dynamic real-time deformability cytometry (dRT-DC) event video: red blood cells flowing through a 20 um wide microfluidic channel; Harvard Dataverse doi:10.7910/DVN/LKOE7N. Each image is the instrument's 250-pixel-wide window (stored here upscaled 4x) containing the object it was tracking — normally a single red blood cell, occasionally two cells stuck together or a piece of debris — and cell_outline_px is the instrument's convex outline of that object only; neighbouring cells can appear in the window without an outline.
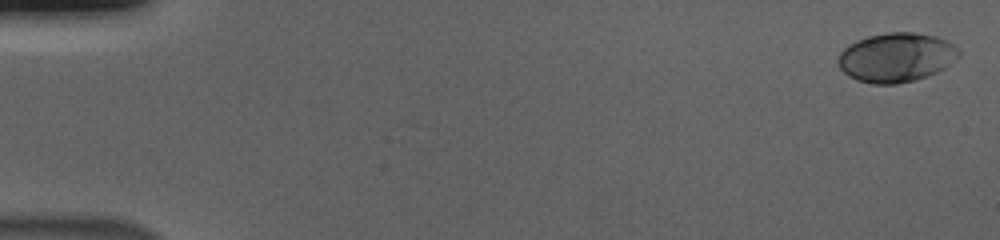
{"species": "human", "species_latin": "Homo sapiens", "temperature_condition": "cold", "stored_images_in_passage": 56, "camera_frame_rate_fps": 3000, "um_per_image_px": 0.085, "donor": {"sex": "male"}, "frame": {"image": 1, "passage_image": 1, "time_ms": 0.0, "image_size_px": [1000, 240], "cell_outline_px": [[960, 56], [956, 60], [944, 68], [928, 76], [916, 80], [896, 84], [872, 84], [856, 80], [848, 76], [840, 68], [836, 60], [840, 52], [848, 44], [856, 40], [868, 36], [888, 32], [916, 32], [936, 36], [948, 40], [960, 48]], "centroid_in_image_um": [76.2, 4.87], "position_along_channel_um": 8.8, "area_um2": 35.2}}
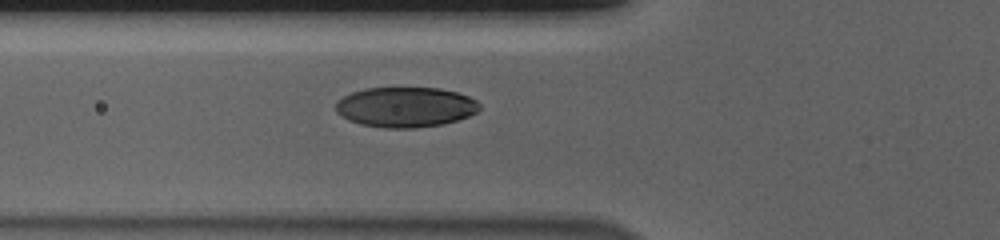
{"frame": {"image": 2, "passage_image": 21, "time_ms": 6.667, "image_size_px": [1000, 240], "cell_outline_px": [[480, 108], [476, 112], [468, 116], [456, 120], [440, 124], [412, 128], [388, 128], [360, 124], [348, 120], [336, 112], [336, 104], [344, 96], [352, 92], [364, 88], [440, 88], [456, 92], [468, 96], [476, 100], [480, 104]], "centroid_in_image_um": [34.46, 9.09], "position_along_channel_um": 91.3, "area_um2": 33.41}}
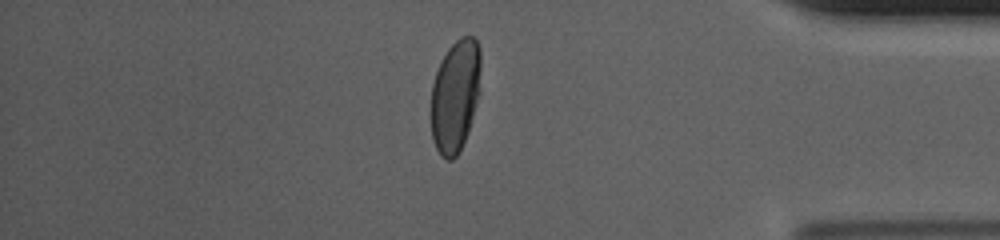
{"frame": {"image": 3, "passage_image": 48, "time_ms": 15.667, "image_size_px": [1000, 240], "cell_outline_px": [[480, 92], [468, 132], [456, 156], [452, 160], [448, 160], [440, 156], [432, 140], [428, 112], [432, 84], [440, 60], [448, 48], [460, 36], [472, 36], [476, 40], [480, 48]], "centroid_in_image_um": [38.65, 8.15], "position_along_channel_um": 396.5, "area_um2": 33.47}, "authors_computed_cell_mechanics": {"area_um2": 33.813, "velocity_mm_per_s": 3.6786, "shape_relaxation_time_tau1_ms": 3.7617, "shape_relaxation_time_tau2_ms": null, "deformation_change_tau1": 0.1779, "deformation_change_tau2": null}}